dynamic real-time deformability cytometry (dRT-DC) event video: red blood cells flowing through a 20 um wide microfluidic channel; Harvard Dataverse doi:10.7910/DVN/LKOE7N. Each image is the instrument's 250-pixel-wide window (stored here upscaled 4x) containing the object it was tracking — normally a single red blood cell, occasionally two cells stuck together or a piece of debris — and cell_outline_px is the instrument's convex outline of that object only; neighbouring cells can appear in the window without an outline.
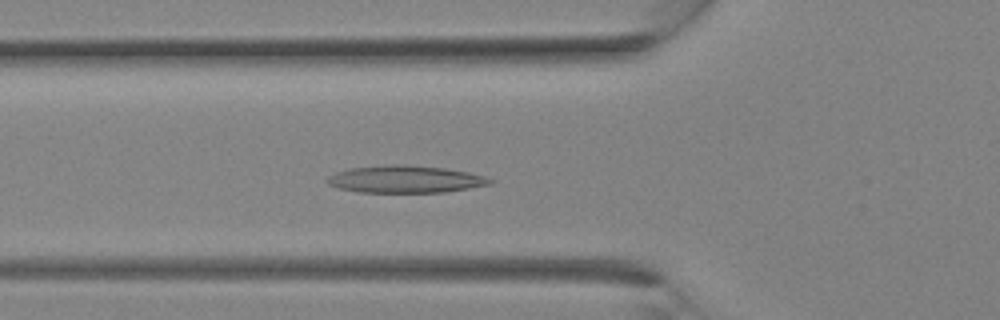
{"species": "Egyptian fruit bat (a non-hibernating species)", "species_latin": "Rousettus aegyptiacus", "temperature_condition": "room temperature", "stored_images_in_passage": 12, "camera_frame_rate_fps": 3000, "um_per_image_px": 0.085, "animal": {"sex": "female"}, "frame": {"image": 1, "passage_image": 10, "time_ms": 3.0, "image_size_px": [1000, 320], "cell_outline_px": [[496, 180], [492, 184], [444, 192], [360, 192], [340, 188], [328, 184], [324, 180], [328, 176], [336, 172], [348, 168], [388, 164], [404, 164], [444, 168], [468, 172], [484, 176]], "centroid_in_image_um": [34.44, 15.22], "position_along_channel_um": 91.4, "area_um2": 25.95}}
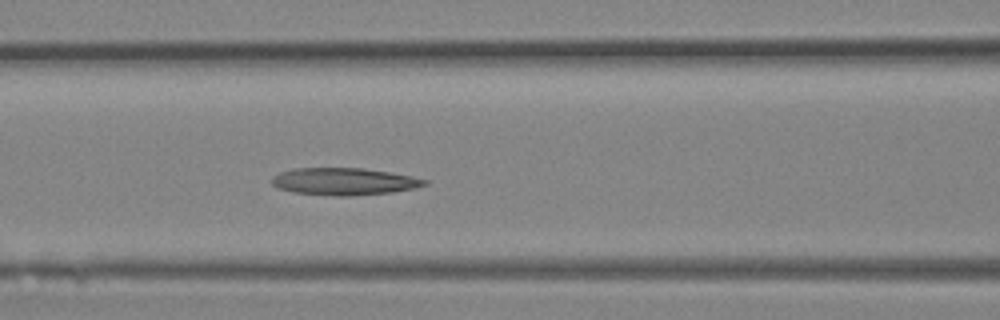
{"frame": {"image": 2, "passage_image": 12, "time_ms": 3.667, "image_size_px": [1000, 320], "cell_outline_px": [[428, 184], [412, 188], [392, 192], [352, 196], [332, 196], [292, 192], [276, 188], [272, 184], [272, 176], [280, 172], [296, 168], [364, 168], [412, 176], [428, 180]], "centroid_in_image_um": [29.21, 15.43], "position_along_channel_um": 137.4, "area_um2": 24.28}}